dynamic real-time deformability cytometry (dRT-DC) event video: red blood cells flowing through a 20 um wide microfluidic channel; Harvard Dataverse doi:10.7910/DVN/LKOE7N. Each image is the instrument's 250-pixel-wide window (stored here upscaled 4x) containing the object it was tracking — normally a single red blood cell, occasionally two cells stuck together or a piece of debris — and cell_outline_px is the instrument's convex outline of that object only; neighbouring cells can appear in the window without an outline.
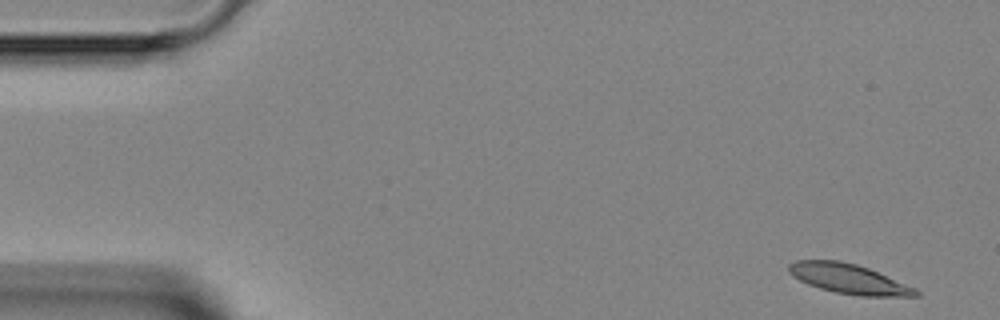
{"species": "Egyptian fruit bat (a non-hibernating species)", "species_latin": "Rousettus aegyptiacus", "temperature_condition": "room temperature", "stored_images_in_passage": 4, "camera_frame_rate_fps": 3000, "um_per_image_px": 0.085, "animal": {"sex": "female"}, "frame": {"image": 1, "passage_image": 1, "time_ms": 0.0, "image_size_px": [1000, 320], "cell_outline_px": [[920, 296], [860, 296], [836, 292], [820, 288], [808, 284], [792, 276], [788, 272], [788, 264], [796, 260], [840, 260], [856, 264], [868, 268], [916, 288], [920, 292]], "centroid_in_image_um": [72.13, 23.69], "position_along_channel_um": 12.9, "area_um2": 21.96}}
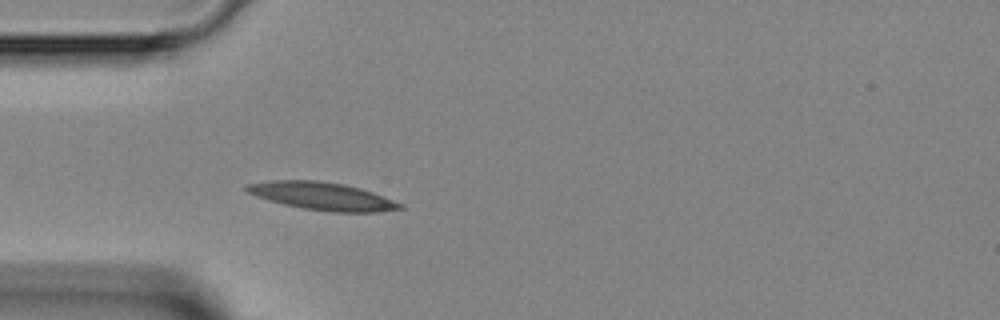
{"frame": {"image": 2, "passage_image": 4, "time_ms": 3.667, "image_size_px": [1000, 320], "cell_outline_px": [[404, 208], [376, 212], [332, 212], [304, 208], [284, 204], [268, 200], [256, 196], [248, 192], [244, 188], [248, 184], [268, 180], [316, 180], [344, 184], [360, 188], [372, 192], [404, 204]], "centroid_in_image_um": [27.39, 16.67], "position_along_channel_um": 57.6, "area_um2": 24.68}}